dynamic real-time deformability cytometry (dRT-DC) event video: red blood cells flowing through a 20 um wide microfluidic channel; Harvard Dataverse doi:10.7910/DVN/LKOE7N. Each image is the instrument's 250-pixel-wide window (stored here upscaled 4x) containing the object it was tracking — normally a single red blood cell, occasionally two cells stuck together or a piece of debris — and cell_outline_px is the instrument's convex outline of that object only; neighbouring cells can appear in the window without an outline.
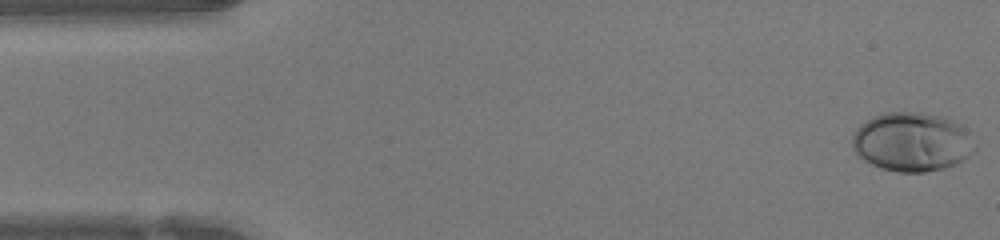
{"species": "human", "species_latin": "Homo sapiens", "temperature_condition": "warm", "stored_images_in_passage": 47, "camera_frame_rate_fps": 3000, "um_per_image_px": 0.085, "donor": {"sex": "female"}, "frame": {"image": 1, "passage_image": 1, "time_ms": 0.0, "image_size_px": [1000, 240], "cell_outline_px": [[976, 152], [964, 160], [956, 164], [944, 168], [924, 172], [896, 172], [880, 168], [864, 160], [852, 148], [852, 136], [856, 128], [860, 124], [872, 116], [884, 112], [924, 112], [944, 116], [960, 124], [964, 128], [976, 148]], "centroid_in_image_um": [77.51, 12.05], "position_along_channel_um": 7.5, "area_um2": 42.54}}
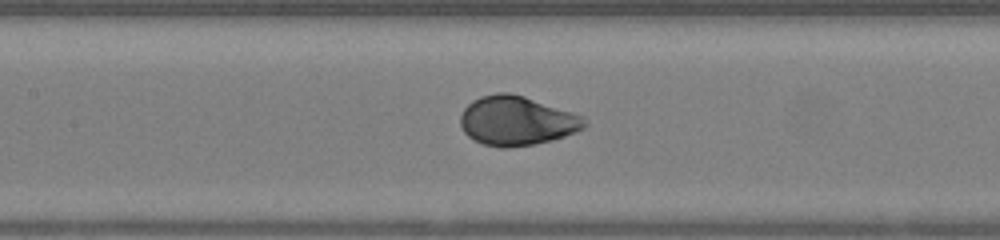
{"frame": {"image": 2, "passage_image": 21, "time_ms": 6.667, "image_size_px": [1000, 240], "cell_outline_px": [[588, 124], [584, 128], [576, 132], [552, 140], [532, 144], [508, 148], [500, 148], [484, 144], [468, 136], [464, 132], [460, 124], [460, 116], [464, 108], [472, 100], [480, 96], [496, 92], [508, 92], [524, 96], [584, 116]], "centroid_in_image_um": [43.92, 10.26], "position_along_channel_um": 163.5, "area_um2": 35.72}}
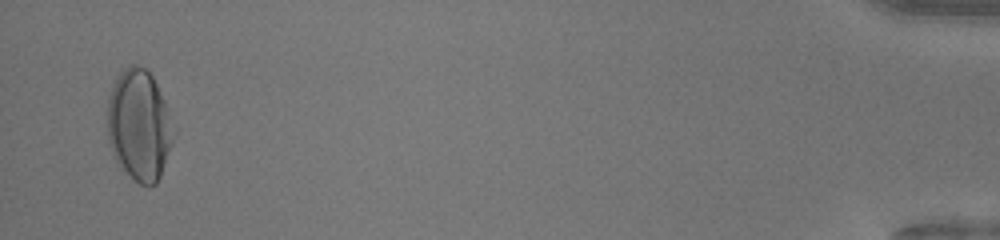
{"frame": {"image": 3, "passage_image": 46, "time_ms": 15.0, "image_size_px": [1000, 240], "cell_outline_px": [[172, 144], [160, 176], [156, 184], [148, 188], [140, 184], [116, 160], [108, 144], [108, 96], [120, 72], [128, 64], [136, 64], [144, 68], [152, 76], [164, 100], [172, 140]], "centroid_in_image_um": [11.79, 10.64], "position_along_channel_um": 423.4, "area_um2": 41.73}, "authors_computed_cell_mechanics": {"area_um2": 36.0094, "velocity_mm_per_s": 4.2495, "shape_relaxation_time_tau1_ms": 3.0113, "shape_relaxation_time_tau2_ms": null, "deformation_change_tau1": 0.1853, "deformation_change_tau2": null}}